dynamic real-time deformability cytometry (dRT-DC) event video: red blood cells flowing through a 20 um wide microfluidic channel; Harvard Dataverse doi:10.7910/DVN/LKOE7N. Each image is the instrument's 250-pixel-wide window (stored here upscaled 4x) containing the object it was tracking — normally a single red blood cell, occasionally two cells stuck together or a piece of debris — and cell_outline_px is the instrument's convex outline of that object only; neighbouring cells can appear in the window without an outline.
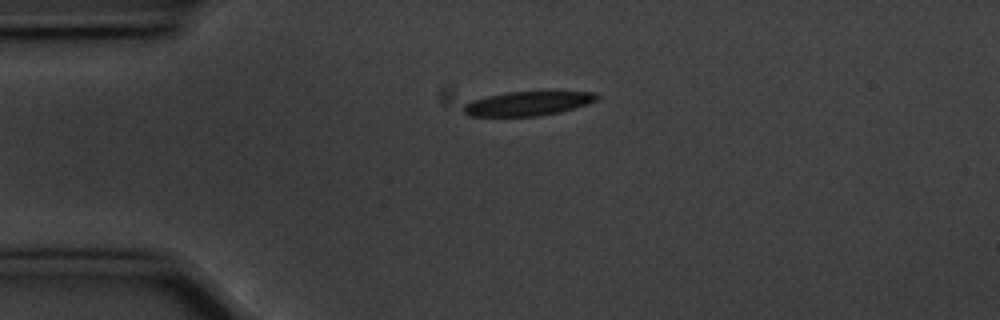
{"species": "common noctule bat (a hibernating species)", "species_latin": "Nyctalus noctula", "temperature_condition": "cold", "stored_images_in_passage": 34, "camera_frame_rate_fps": 3000, "um_per_image_px": 0.085, "animal": {"sex": "male", "body_mass_g": 20.1, "forearm_length_mm": 53.5}, "frame": {"image": 1, "passage_image": 1, "time_ms": 0.0, "image_size_px": [1000, 320], "cell_outline_px": [[600, 96], [596, 100], [588, 104], [560, 112], [536, 116], [468, 116], [464, 112], [464, 104], [472, 100], [488, 96], [508, 92], [552, 88], [596, 92]], "centroid_in_image_um": [45.0, 8.73], "position_along_channel_um": 40.0, "area_um2": 19.88}}
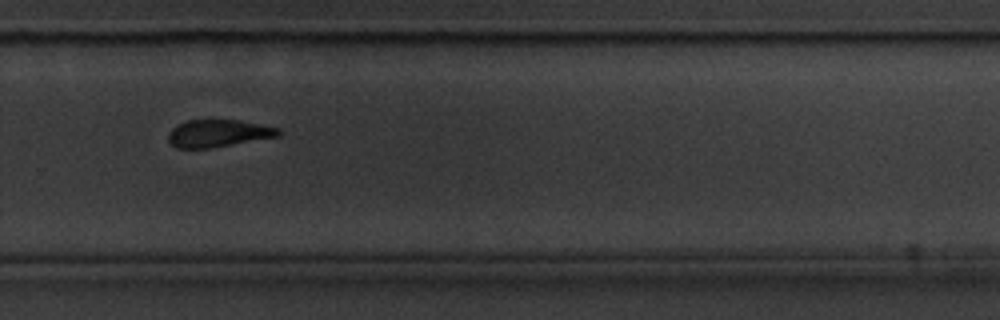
{"frame": {"image": 2, "passage_image": 26, "time_ms": 8.333, "image_size_px": [1000, 320], "cell_outline_px": [[280, 136], [212, 148], [176, 148], [168, 140], [168, 132], [172, 128], [188, 120], [240, 120], [280, 128]], "centroid_in_image_um": [18.57, 11.34], "position_along_channel_um": 311.2, "area_um2": 17.57}}
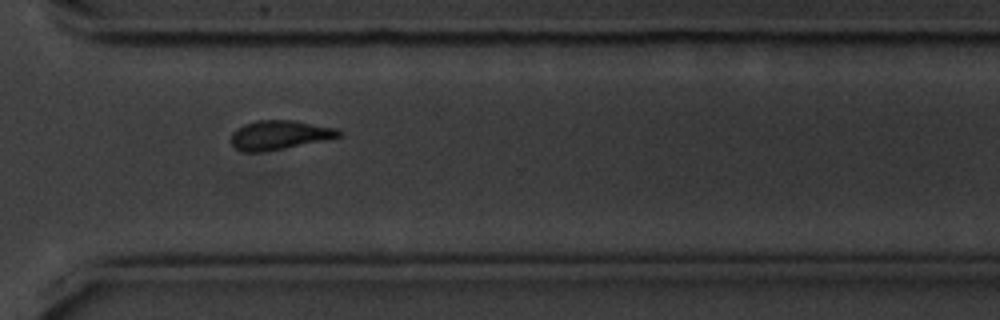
{"frame": {"image": 3, "passage_image": 29, "time_ms": 9.333, "image_size_px": [1000, 320], "cell_outline_px": [[344, 132], [340, 136], [324, 140], [260, 152], [244, 152], [236, 148], [228, 140], [232, 132], [236, 128], [244, 124], [256, 120], [292, 120], [336, 128]], "centroid_in_image_um": [23.69, 11.46], "position_along_channel_um": 346.9, "area_um2": 18.21}, "authors_computed_cell_mechanics": {"area_um2": 19.1318, "velocity_mm_per_s": 3.5541, "shape_relaxation_time_tau1_ms": 2.9198, "shape_relaxation_time_tau2_ms": 4.579, "deformation_change_tau1": 0.1258, "deformation_change_tau2": 0.12}}